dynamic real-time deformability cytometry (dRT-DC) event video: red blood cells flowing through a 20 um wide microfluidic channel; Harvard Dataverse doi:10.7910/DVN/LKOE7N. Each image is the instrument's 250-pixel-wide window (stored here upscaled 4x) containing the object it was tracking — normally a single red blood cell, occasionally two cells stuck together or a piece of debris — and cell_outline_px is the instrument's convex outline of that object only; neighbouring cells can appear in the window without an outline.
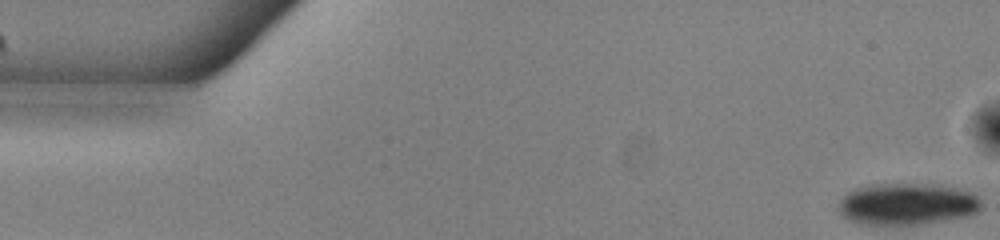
{"species": "common noctule bat (a hibernating species)", "species_latin": "Nyctalus noctula", "temperature_condition": "warm", "stored_images_in_passage": 3, "camera_frame_rate_fps": 3000, "um_per_image_px": 0.085, "animal": {"sex": "male", "body_mass_g": 13.0, "forearm_length_mm": 53.1}, "frame": {"image": 1, "passage_image": 1, "time_ms": 0.0, "image_size_px": [1000, 240], "cell_outline_px": [[980, 208], [976, 212], [968, 216], [920, 224], [860, 224], [848, 220], [840, 216], [836, 208], [840, 200], [848, 192], [856, 188], [872, 184], [940, 184], [972, 192], [980, 200]], "centroid_in_image_um": [77.06, 17.34], "position_along_channel_um": 7.9, "area_um2": 34.91}}